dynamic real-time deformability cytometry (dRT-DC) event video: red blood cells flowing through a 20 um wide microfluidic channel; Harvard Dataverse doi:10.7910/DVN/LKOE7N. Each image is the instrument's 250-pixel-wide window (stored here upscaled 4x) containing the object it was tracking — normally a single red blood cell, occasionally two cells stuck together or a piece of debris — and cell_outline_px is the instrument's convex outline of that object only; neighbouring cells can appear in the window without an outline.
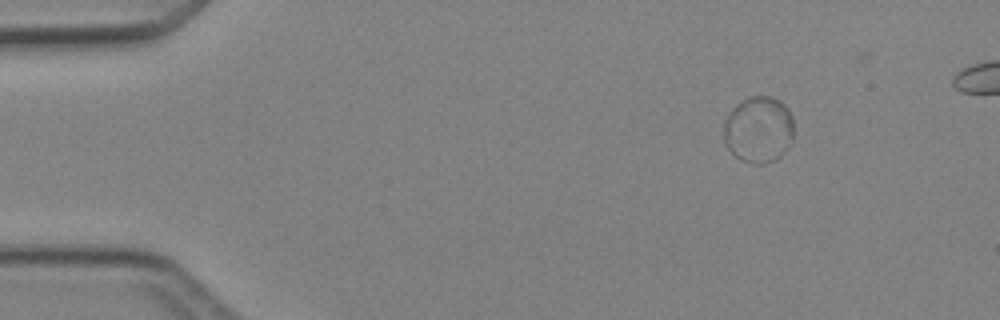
{"species": "Egyptian fruit bat (a non-hibernating species)", "species_latin": "Rousettus aegyptiacus", "temperature_condition": "cold", "stored_images_in_passage": 5, "segment_of_instrument_passage": [2, 2], "camera_frame_rate_fps": 3000, "um_per_image_px": 0.085, "animal": {"sex": "female"}, "frame": {"image": 1, "passage_image": 5, "time_ms": 4.667, "image_size_px": [1000, 320], "cell_outline_px": [[792, 140], [784, 152], [776, 160], [764, 164], [756, 164], [740, 160], [724, 144], [724, 120], [732, 108], [740, 100], [748, 96], [772, 96], [780, 100], [788, 108], [792, 116]], "centroid_in_image_um": [64.47, 11.0], "position_along_channel_um": 20.5, "area_um2": 27.46}}